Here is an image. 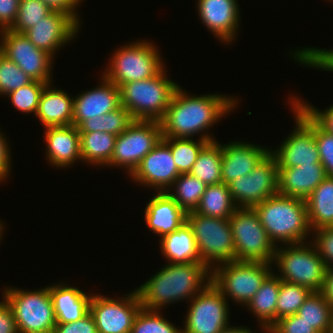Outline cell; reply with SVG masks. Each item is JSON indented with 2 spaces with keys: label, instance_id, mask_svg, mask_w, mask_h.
Returning a JSON list of instances; mask_svg holds the SVG:
<instances>
[{
  "label": "cell",
  "instance_id": "cell-1",
  "mask_svg": "<svg viewBox=\"0 0 333 333\" xmlns=\"http://www.w3.org/2000/svg\"><path fill=\"white\" fill-rule=\"evenodd\" d=\"M237 100L238 98L224 94H203L194 97L179 86L160 121L162 137L193 138L199 133L201 140L215 141L216 138L206 132L239 105Z\"/></svg>",
  "mask_w": 333,
  "mask_h": 333
},
{
  "label": "cell",
  "instance_id": "cell-2",
  "mask_svg": "<svg viewBox=\"0 0 333 333\" xmlns=\"http://www.w3.org/2000/svg\"><path fill=\"white\" fill-rule=\"evenodd\" d=\"M211 282V270L202 262L167 263L136 288L142 308L161 310L180 300H191Z\"/></svg>",
  "mask_w": 333,
  "mask_h": 333
},
{
  "label": "cell",
  "instance_id": "cell-3",
  "mask_svg": "<svg viewBox=\"0 0 333 333\" xmlns=\"http://www.w3.org/2000/svg\"><path fill=\"white\" fill-rule=\"evenodd\" d=\"M253 209L276 247L279 246L278 243H305L312 234L303 199L277 193L255 205Z\"/></svg>",
  "mask_w": 333,
  "mask_h": 333
},
{
  "label": "cell",
  "instance_id": "cell-4",
  "mask_svg": "<svg viewBox=\"0 0 333 333\" xmlns=\"http://www.w3.org/2000/svg\"><path fill=\"white\" fill-rule=\"evenodd\" d=\"M164 68L158 75L145 80L122 84L120 105L134 120L161 121L179 84L170 80ZM169 78V79H168Z\"/></svg>",
  "mask_w": 333,
  "mask_h": 333
},
{
  "label": "cell",
  "instance_id": "cell-5",
  "mask_svg": "<svg viewBox=\"0 0 333 333\" xmlns=\"http://www.w3.org/2000/svg\"><path fill=\"white\" fill-rule=\"evenodd\" d=\"M155 44L147 40L129 42L116 49L103 76L118 87L158 75L165 67Z\"/></svg>",
  "mask_w": 333,
  "mask_h": 333
},
{
  "label": "cell",
  "instance_id": "cell-6",
  "mask_svg": "<svg viewBox=\"0 0 333 333\" xmlns=\"http://www.w3.org/2000/svg\"><path fill=\"white\" fill-rule=\"evenodd\" d=\"M272 264L281 280L321 291L327 268L311 241L277 246Z\"/></svg>",
  "mask_w": 333,
  "mask_h": 333
},
{
  "label": "cell",
  "instance_id": "cell-7",
  "mask_svg": "<svg viewBox=\"0 0 333 333\" xmlns=\"http://www.w3.org/2000/svg\"><path fill=\"white\" fill-rule=\"evenodd\" d=\"M201 262L210 270L235 260V245L229 219L187 213ZM214 265V266H213Z\"/></svg>",
  "mask_w": 333,
  "mask_h": 333
},
{
  "label": "cell",
  "instance_id": "cell-8",
  "mask_svg": "<svg viewBox=\"0 0 333 333\" xmlns=\"http://www.w3.org/2000/svg\"><path fill=\"white\" fill-rule=\"evenodd\" d=\"M2 297L11 305L19 333H53L56 316L49 286L22 290L7 286Z\"/></svg>",
  "mask_w": 333,
  "mask_h": 333
},
{
  "label": "cell",
  "instance_id": "cell-9",
  "mask_svg": "<svg viewBox=\"0 0 333 333\" xmlns=\"http://www.w3.org/2000/svg\"><path fill=\"white\" fill-rule=\"evenodd\" d=\"M272 263L233 260L211 270V282L228 300L243 305L252 299L273 272Z\"/></svg>",
  "mask_w": 333,
  "mask_h": 333
},
{
  "label": "cell",
  "instance_id": "cell-10",
  "mask_svg": "<svg viewBox=\"0 0 333 333\" xmlns=\"http://www.w3.org/2000/svg\"><path fill=\"white\" fill-rule=\"evenodd\" d=\"M229 222L235 245V260L273 263L276 246L253 208L238 207Z\"/></svg>",
  "mask_w": 333,
  "mask_h": 333
},
{
  "label": "cell",
  "instance_id": "cell-11",
  "mask_svg": "<svg viewBox=\"0 0 333 333\" xmlns=\"http://www.w3.org/2000/svg\"><path fill=\"white\" fill-rule=\"evenodd\" d=\"M162 126L159 121L134 120L116 138L114 151L107 167L125 168L130 176L141 160L161 141Z\"/></svg>",
  "mask_w": 333,
  "mask_h": 333
},
{
  "label": "cell",
  "instance_id": "cell-12",
  "mask_svg": "<svg viewBox=\"0 0 333 333\" xmlns=\"http://www.w3.org/2000/svg\"><path fill=\"white\" fill-rule=\"evenodd\" d=\"M228 304L210 282L190 300L182 333H220L230 326Z\"/></svg>",
  "mask_w": 333,
  "mask_h": 333
},
{
  "label": "cell",
  "instance_id": "cell-13",
  "mask_svg": "<svg viewBox=\"0 0 333 333\" xmlns=\"http://www.w3.org/2000/svg\"><path fill=\"white\" fill-rule=\"evenodd\" d=\"M237 207L253 208L270 196L278 193V166L269 152L247 175L228 184Z\"/></svg>",
  "mask_w": 333,
  "mask_h": 333
},
{
  "label": "cell",
  "instance_id": "cell-14",
  "mask_svg": "<svg viewBox=\"0 0 333 333\" xmlns=\"http://www.w3.org/2000/svg\"><path fill=\"white\" fill-rule=\"evenodd\" d=\"M0 51L34 81L51 83L54 57L35 47L25 34L1 30Z\"/></svg>",
  "mask_w": 333,
  "mask_h": 333
},
{
  "label": "cell",
  "instance_id": "cell-15",
  "mask_svg": "<svg viewBox=\"0 0 333 333\" xmlns=\"http://www.w3.org/2000/svg\"><path fill=\"white\" fill-rule=\"evenodd\" d=\"M141 307L139 296L134 289L118 299L92 294L89 312L98 333H131L134 319Z\"/></svg>",
  "mask_w": 333,
  "mask_h": 333
},
{
  "label": "cell",
  "instance_id": "cell-16",
  "mask_svg": "<svg viewBox=\"0 0 333 333\" xmlns=\"http://www.w3.org/2000/svg\"><path fill=\"white\" fill-rule=\"evenodd\" d=\"M295 127L291 133L270 153L275 157L278 168L321 163L314 129L293 109Z\"/></svg>",
  "mask_w": 333,
  "mask_h": 333
},
{
  "label": "cell",
  "instance_id": "cell-17",
  "mask_svg": "<svg viewBox=\"0 0 333 333\" xmlns=\"http://www.w3.org/2000/svg\"><path fill=\"white\" fill-rule=\"evenodd\" d=\"M179 175L171 149L161 139L141 160L130 178L139 185L154 188L155 192H166Z\"/></svg>",
  "mask_w": 333,
  "mask_h": 333
},
{
  "label": "cell",
  "instance_id": "cell-18",
  "mask_svg": "<svg viewBox=\"0 0 333 333\" xmlns=\"http://www.w3.org/2000/svg\"><path fill=\"white\" fill-rule=\"evenodd\" d=\"M79 29L80 26L69 15L52 11L24 34L35 47L55 57L58 49L75 39Z\"/></svg>",
  "mask_w": 333,
  "mask_h": 333
},
{
  "label": "cell",
  "instance_id": "cell-19",
  "mask_svg": "<svg viewBox=\"0 0 333 333\" xmlns=\"http://www.w3.org/2000/svg\"><path fill=\"white\" fill-rule=\"evenodd\" d=\"M203 25L224 44L236 39L240 13L237 0H197Z\"/></svg>",
  "mask_w": 333,
  "mask_h": 333
},
{
  "label": "cell",
  "instance_id": "cell-20",
  "mask_svg": "<svg viewBox=\"0 0 333 333\" xmlns=\"http://www.w3.org/2000/svg\"><path fill=\"white\" fill-rule=\"evenodd\" d=\"M101 84L89 91L76 95L73 102V125L78 127L83 121L107 114L120 106L119 87L101 76Z\"/></svg>",
  "mask_w": 333,
  "mask_h": 333
},
{
  "label": "cell",
  "instance_id": "cell-21",
  "mask_svg": "<svg viewBox=\"0 0 333 333\" xmlns=\"http://www.w3.org/2000/svg\"><path fill=\"white\" fill-rule=\"evenodd\" d=\"M221 147V177L222 182L227 185L236 178L249 174L270 152V148L243 141L221 144Z\"/></svg>",
  "mask_w": 333,
  "mask_h": 333
},
{
  "label": "cell",
  "instance_id": "cell-22",
  "mask_svg": "<svg viewBox=\"0 0 333 333\" xmlns=\"http://www.w3.org/2000/svg\"><path fill=\"white\" fill-rule=\"evenodd\" d=\"M44 140L46 142V156L49 165L59 168L73 166L74 162L82 161L80 133L78 127L49 126L45 127Z\"/></svg>",
  "mask_w": 333,
  "mask_h": 333
},
{
  "label": "cell",
  "instance_id": "cell-23",
  "mask_svg": "<svg viewBox=\"0 0 333 333\" xmlns=\"http://www.w3.org/2000/svg\"><path fill=\"white\" fill-rule=\"evenodd\" d=\"M156 193L146 204L144 219L148 228L162 238L183 225L187 213L167 192Z\"/></svg>",
  "mask_w": 333,
  "mask_h": 333
},
{
  "label": "cell",
  "instance_id": "cell-24",
  "mask_svg": "<svg viewBox=\"0 0 333 333\" xmlns=\"http://www.w3.org/2000/svg\"><path fill=\"white\" fill-rule=\"evenodd\" d=\"M326 176L321 163L278 168V193L305 200Z\"/></svg>",
  "mask_w": 333,
  "mask_h": 333
},
{
  "label": "cell",
  "instance_id": "cell-25",
  "mask_svg": "<svg viewBox=\"0 0 333 333\" xmlns=\"http://www.w3.org/2000/svg\"><path fill=\"white\" fill-rule=\"evenodd\" d=\"M52 82L45 85L35 114L42 126L73 125L74 97L61 89L53 88ZM52 87V88H51Z\"/></svg>",
  "mask_w": 333,
  "mask_h": 333
},
{
  "label": "cell",
  "instance_id": "cell-26",
  "mask_svg": "<svg viewBox=\"0 0 333 333\" xmlns=\"http://www.w3.org/2000/svg\"><path fill=\"white\" fill-rule=\"evenodd\" d=\"M56 323L75 322L89 312L91 294L63 282L49 286Z\"/></svg>",
  "mask_w": 333,
  "mask_h": 333
},
{
  "label": "cell",
  "instance_id": "cell-27",
  "mask_svg": "<svg viewBox=\"0 0 333 333\" xmlns=\"http://www.w3.org/2000/svg\"><path fill=\"white\" fill-rule=\"evenodd\" d=\"M280 290V278L271 273L246 304V308L260 322L261 331L266 332L276 322V304Z\"/></svg>",
  "mask_w": 333,
  "mask_h": 333
},
{
  "label": "cell",
  "instance_id": "cell-28",
  "mask_svg": "<svg viewBox=\"0 0 333 333\" xmlns=\"http://www.w3.org/2000/svg\"><path fill=\"white\" fill-rule=\"evenodd\" d=\"M159 243L160 253L168 263L201 262L192 229L187 222L160 238Z\"/></svg>",
  "mask_w": 333,
  "mask_h": 333
},
{
  "label": "cell",
  "instance_id": "cell-29",
  "mask_svg": "<svg viewBox=\"0 0 333 333\" xmlns=\"http://www.w3.org/2000/svg\"><path fill=\"white\" fill-rule=\"evenodd\" d=\"M305 202L311 230L333 226V176H326Z\"/></svg>",
  "mask_w": 333,
  "mask_h": 333
},
{
  "label": "cell",
  "instance_id": "cell-30",
  "mask_svg": "<svg viewBox=\"0 0 333 333\" xmlns=\"http://www.w3.org/2000/svg\"><path fill=\"white\" fill-rule=\"evenodd\" d=\"M117 136L107 132L80 133L82 162L107 166L111 160Z\"/></svg>",
  "mask_w": 333,
  "mask_h": 333
},
{
  "label": "cell",
  "instance_id": "cell-31",
  "mask_svg": "<svg viewBox=\"0 0 333 333\" xmlns=\"http://www.w3.org/2000/svg\"><path fill=\"white\" fill-rule=\"evenodd\" d=\"M237 208L228 185L221 182L207 185L199 205L194 212L200 215L229 219Z\"/></svg>",
  "mask_w": 333,
  "mask_h": 333
},
{
  "label": "cell",
  "instance_id": "cell-32",
  "mask_svg": "<svg viewBox=\"0 0 333 333\" xmlns=\"http://www.w3.org/2000/svg\"><path fill=\"white\" fill-rule=\"evenodd\" d=\"M222 147L218 141L208 142L200 151L189 174L206 185L222 182Z\"/></svg>",
  "mask_w": 333,
  "mask_h": 333
},
{
  "label": "cell",
  "instance_id": "cell-33",
  "mask_svg": "<svg viewBox=\"0 0 333 333\" xmlns=\"http://www.w3.org/2000/svg\"><path fill=\"white\" fill-rule=\"evenodd\" d=\"M333 307L320 291H312L297 314L319 333H330Z\"/></svg>",
  "mask_w": 333,
  "mask_h": 333
},
{
  "label": "cell",
  "instance_id": "cell-34",
  "mask_svg": "<svg viewBox=\"0 0 333 333\" xmlns=\"http://www.w3.org/2000/svg\"><path fill=\"white\" fill-rule=\"evenodd\" d=\"M289 103L313 129L314 137L318 145L321 164L325 168L327 176H333V134L327 131L297 100V96L290 98Z\"/></svg>",
  "mask_w": 333,
  "mask_h": 333
},
{
  "label": "cell",
  "instance_id": "cell-35",
  "mask_svg": "<svg viewBox=\"0 0 333 333\" xmlns=\"http://www.w3.org/2000/svg\"><path fill=\"white\" fill-rule=\"evenodd\" d=\"M206 187L202 181L187 173L180 174L166 192L186 213H189L198 207Z\"/></svg>",
  "mask_w": 333,
  "mask_h": 333
},
{
  "label": "cell",
  "instance_id": "cell-36",
  "mask_svg": "<svg viewBox=\"0 0 333 333\" xmlns=\"http://www.w3.org/2000/svg\"><path fill=\"white\" fill-rule=\"evenodd\" d=\"M134 121L131 113L120 105L117 109L91 119L83 121L79 126V133L107 132L118 136Z\"/></svg>",
  "mask_w": 333,
  "mask_h": 333
},
{
  "label": "cell",
  "instance_id": "cell-37",
  "mask_svg": "<svg viewBox=\"0 0 333 333\" xmlns=\"http://www.w3.org/2000/svg\"><path fill=\"white\" fill-rule=\"evenodd\" d=\"M170 147L174 163L180 174H187L192 169L202 148L209 142L192 138L162 137Z\"/></svg>",
  "mask_w": 333,
  "mask_h": 333
},
{
  "label": "cell",
  "instance_id": "cell-38",
  "mask_svg": "<svg viewBox=\"0 0 333 333\" xmlns=\"http://www.w3.org/2000/svg\"><path fill=\"white\" fill-rule=\"evenodd\" d=\"M311 292L307 287L280 279V290L276 304V321L296 314Z\"/></svg>",
  "mask_w": 333,
  "mask_h": 333
},
{
  "label": "cell",
  "instance_id": "cell-39",
  "mask_svg": "<svg viewBox=\"0 0 333 333\" xmlns=\"http://www.w3.org/2000/svg\"><path fill=\"white\" fill-rule=\"evenodd\" d=\"M164 317L159 310L141 307L134 319L131 333H182V328Z\"/></svg>",
  "mask_w": 333,
  "mask_h": 333
},
{
  "label": "cell",
  "instance_id": "cell-40",
  "mask_svg": "<svg viewBox=\"0 0 333 333\" xmlns=\"http://www.w3.org/2000/svg\"><path fill=\"white\" fill-rule=\"evenodd\" d=\"M51 12L52 10L40 0H20L17 18L10 30L24 34Z\"/></svg>",
  "mask_w": 333,
  "mask_h": 333
},
{
  "label": "cell",
  "instance_id": "cell-41",
  "mask_svg": "<svg viewBox=\"0 0 333 333\" xmlns=\"http://www.w3.org/2000/svg\"><path fill=\"white\" fill-rule=\"evenodd\" d=\"M32 81L31 77L0 51V95L5 97Z\"/></svg>",
  "mask_w": 333,
  "mask_h": 333
},
{
  "label": "cell",
  "instance_id": "cell-42",
  "mask_svg": "<svg viewBox=\"0 0 333 333\" xmlns=\"http://www.w3.org/2000/svg\"><path fill=\"white\" fill-rule=\"evenodd\" d=\"M47 83L40 81H32L31 83L20 87L19 89L7 94L12 105L22 113L37 112L40 95Z\"/></svg>",
  "mask_w": 333,
  "mask_h": 333
},
{
  "label": "cell",
  "instance_id": "cell-43",
  "mask_svg": "<svg viewBox=\"0 0 333 333\" xmlns=\"http://www.w3.org/2000/svg\"><path fill=\"white\" fill-rule=\"evenodd\" d=\"M293 59L305 67L323 69L327 71L333 65V49H319L305 47L293 50Z\"/></svg>",
  "mask_w": 333,
  "mask_h": 333
},
{
  "label": "cell",
  "instance_id": "cell-44",
  "mask_svg": "<svg viewBox=\"0 0 333 333\" xmlns=\"http://www.w3.org/2000/svg\"><path fill=\"white\" fill-rule=\"evenodd\" d=\"M314 237L311 243L315 246L318 255L324 261L326 268L333 267V226L312 230Z\"/></svg>",
  "mask_w": 333,
  "mask_h": 333
},
{
  "label": "cell",
  "instance_id": "cell-45",
  "mask_svg": "<svg viewBox=\"0 0 333 333\" xmlns=\"http://www.w3.org/2000/svg\"><path fill=\"white\" fill-rule=\"evenodd\" d=\"M266 333H319L297 313L277 320Z\"/></svg>",
  "mask_w": 333,
  "mask_h": 333
},
{
  "label": "cell",
  "instance_id": "cell-46",
  "mask_svg": "<svg viewBox=\"0 0 333 333\" xmlns=\"http://www.w3.org/2000/svg\"><path fill=\"white\" fill-rule=\"evenodd\" d=\"M53 333H98V331L93 316L88 312L75 322L56 323Z\"/></svg>",
  "mask_w": 333,
  "mask_h": 333
},
{
  "label": "cell",
  "instance_id": "cell-47",
  "mask_svg": "<svg viewBox=\"0 0 333 333\" xmlns=\"http://www.w3.org/2000/svg\"><path fill=\"white\" fill-rule=\"evenodd\" d=\"M52 11L62 12L69 15L79 26L81 25L80 16L76 11L83 0H40ZM77 13V14H76Z\"/></svg>",
  "mask_w": 333,
  "mask_h": 333
},
{
  "label": "cell",
  "instance_id": "cell-48",
  "mask_svg": "<svg viewBox=\"0 0 333 333\" xmlns=\"http://www.w3.org/2000/svg\"><path fill=\"white\" fill-rule=\"evenodd\" d=\"M19 0H0V31L10 29L18 14Z\"/></svg>",
  "mask_w": 333,
  "mask_h": 333
},
{
  "label": "cell",
  "instance_id": "cell-49",
  "mask_svg": "<svg viewBox=\"0 0 333 333\" xmlns=\"http://www.w3.org/2000/svg\"><path fill=\"white\" fill-rule=\"evenodd\" d=\"M300 104L330 133L333 134V105L327 109L318 110L313 105H309L303 99L298 97Z\"/></svg>",
  "mask_w": 333,
  "mask_h": 333
},
{
  "label": "cell",
  "instance_id": "cell-50",
  "mask_svg": "<svg viewBox=\"0 0 333 333\" xmlns=\"http://www.w3.org/2000/svg\"><path fill=\"white\" fill-rule=\"evenodd\" d=\"M0 301V333H19L11 305L2 297Z\"/></svg>",
  "mask_w": 333,
  "mask_h": 333
},
{
  "label": "cell",
  "instance_id": "cell-51",
  "mask_svg": "<svg viewBox=\"0 0 333 333\" xmlns=\"http://www.w3.org/2000/svg\"><path fill=\"white\" fill-rule=\"evenodd\" d=\"M0 131V182H4L10 174L11 153L7 137Z\"/></svg>",
  "mask_w": 333,
  "mask_h": 333
},
{
  "label": "cell",
  "instance_id": "cell-52",
  "mask_svg": "<svg viewBox=\"0 0 333 333\" xmlns=\"http://www.w3.org/2000/svg\"><path fill=\"white\" fill-rule=\"evenodd\" d=\"M320 292L333 307V267L326 269L325 278Z\"/></svg>",
  "mask_w": 333,
  "mask_h": 333
},
{
  "label": "cell",
  "instance_id": "cell-53",
  "mask_svg": "<svg viewBox=\"0 0 333 333\" xmlns=\"http://www.w3.org/2000/svg\"><path fill=\"white\" fill-rule=\"evenodd\" d=\"M220 333H256L253 330H250V328L243 327V326H228L227 328L223 329Z\"/></svg>",
  "mask_w": 333,
  "mask_h": 333
},
{
  "label": "cell",
  "instance_id": "cell-54",
  "mask_svg": "<svg viewBox=\"0 0 333 333\" xmlns=\"http://www.w3.org/2000/svg\"><path fill=\"white\" fill-rule=\"evenodd\" d=\"M3 223H1V220H0V243H1V238L3 237V234H4V224L2 225Z\"/></svg>",
  "mask_w": 333,
  "mask_h": 333
},
{
  "label": "cell",
  "instance_id": "cell-55",
  "mask_svg": "<svg viewBox=\"0 0 333 333\" xmlns=\"http://www.w3.org/2000/svg\"><path fill=\"white\" fill-rule=\"evenodd\" d=\"M330 333H333V312H332V325H331Z\"/></svg>",
  "mask_w": 333,
  "mask_h": 333
},
{
  "label": "cell",
  "instance_id": "cell-56",
  "mask_svg": "<svg viewBox=\"0 0 333 333\" xmlns=\"http://www.w3.org/2000/svg\"><path fill=\"white\" fill-rule=\"evenodd\" d=\"M327 71H329V72H333V65L327 70Z\"/></svg>",
  "mask_w": 333,
  "mask_h": 333
}]
</instances>
